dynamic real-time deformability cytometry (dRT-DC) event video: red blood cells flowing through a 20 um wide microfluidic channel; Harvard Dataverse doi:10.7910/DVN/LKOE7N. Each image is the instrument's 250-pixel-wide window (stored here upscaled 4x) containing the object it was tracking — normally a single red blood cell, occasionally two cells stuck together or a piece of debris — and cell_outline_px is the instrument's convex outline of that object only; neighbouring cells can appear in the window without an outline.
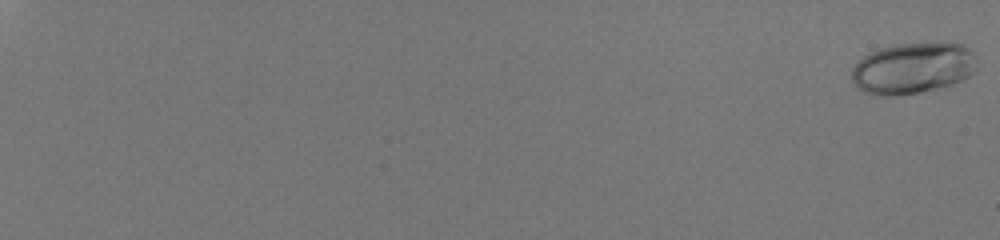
{"species": "human", "species_latin": "Homo sapiens", "temperature_condition": "room temperature", "stored_images_in_passage": 57, "camera_frame_rate_fps": 3000, "um_per_image_px": 0.085, "donor": {"sex": "male"}, "frame": {"image": 1, "passage_image": 1, "time_ms": 0.0, "image_size_px": [1000, 240], "cell_outline_px": [[976, 72], [952, 84], [920, 92], [896, 96], [876, 96], [864, 92], [856, 88], [852, 80], [852, 68], [864, 56], [876, 48], [896, 44], [964, 44], [976, 56]], "centroid_in_image_um": [77.56, 5.81], "position_along_channel_um": 7.4, "area_um2": 37.34}}
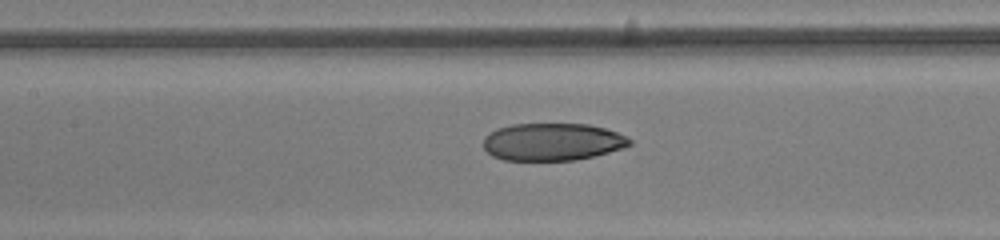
{"frame": {"image": 2, "passage_image": 34, "time_ms": 11.0, "image_size_px": [1000, 240], "cell_outline_px": [[632, 144], [624, 148], [576, 160], [504, 160], [492, 156], [484, 148], [484, 136], [496, 128], [512, 124], [588, 124], [604, 128], [616, 132], [632, 140]], "centroid_in_image_um": [46.93, 12.05], "position_along_channel_um": 160.5, "area_um2": 31.91}}
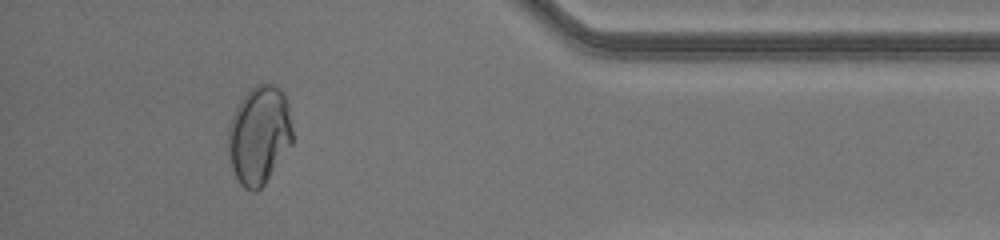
{"frame": {"image": 3, "passage_image": 54, "time_ms": 17.667, "image_size_px": [1000, 240], "cell_outline_px": [[292, 144], [264, 184], [256, 192], [252, 192], [244, 188], [240, 184], [232, 168], [228, 156], [228, 124], [240, 100], [248, 88], [256, 84], [276, 84], [284, 92], [288, 104], [292, 128]], "centroid_in_image_um": [22.02, 11.45], "position_along_channel_um": 413.2, "area_um2": 37.28}, "authors_computed_cell_mechanics": {"area_um2": 33.1772, "velocity_mm_per_s": 4.1501, "shape_relaxation_time_tau1_ms": 9.6598, "shape_relaxation_time_tau2_ms": 1.0509, "deformation_change_tau1": 0.2593, "deformation_change_tau2": 0.0492}}